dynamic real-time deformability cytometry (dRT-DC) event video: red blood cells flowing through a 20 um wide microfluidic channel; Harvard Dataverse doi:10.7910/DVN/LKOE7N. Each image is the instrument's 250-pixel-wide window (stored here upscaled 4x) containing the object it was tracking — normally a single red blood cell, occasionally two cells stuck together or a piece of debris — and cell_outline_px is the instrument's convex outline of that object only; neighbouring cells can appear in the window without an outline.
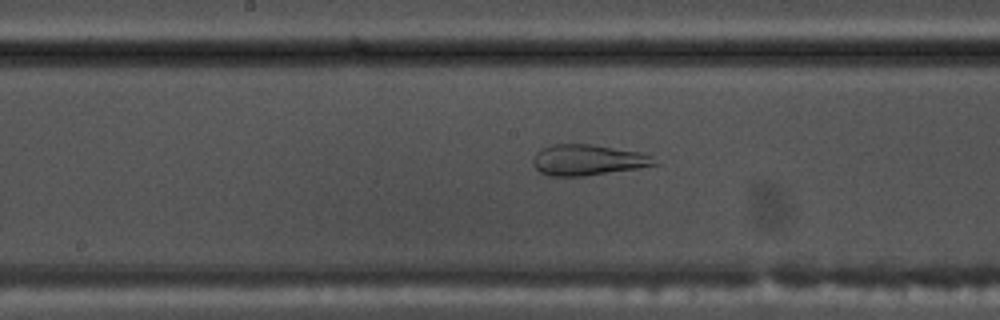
{"species": "common noctule bat (a hibernating species)", "species_latin": "Nyctalus noctula", "temperature_condition": "warm", "stored_images_in_passage": 44, "camera_frame_rate_fps": 3000, "um_per_image_px": 0.085, "animal": {"sex": "male", "body_mass_g": 17.5, "forearm_length_mm": 52.3}, "frame": {"image": 1, "passage_image": 18, "time_ms": 5.667, "image_size_px": [1000, 320], "cell_outline_px": [[660, 164], [640, 168], [584, 176], [548, 176], [540, 172], [532, 164], [532, 160], [536, 152], [540, 148], [552, 144], [592, 144], [640, 152], [652, 156]], "centroid_in_image_um": [49.95, 13.6], "position_along_channel_um": 198.2, "area_um2": 22.08}}
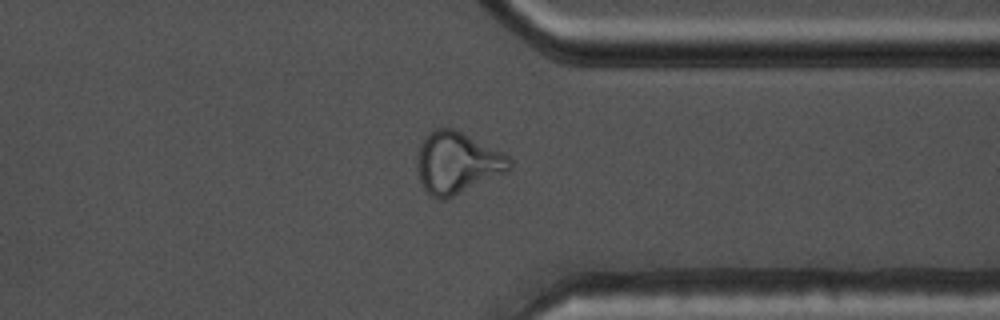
{"frame": {"image": 2, "passage_image": 32, "time_ms": 10.333, "image_size_px": [1000, 320], "cell_outline_px": [[512, 168], [508, 172], [444, 200], [440, 200], [432, 196], [424, 188], [420, 180], [416, 168], [416, 164], [420, 144], [436, 128], [452, 128], [508, 156], [512, 160]], "centroid_in_image_um": [38.85, 13.87], "position_along_channel_um": 372.5, "area_um2": 32.6}}
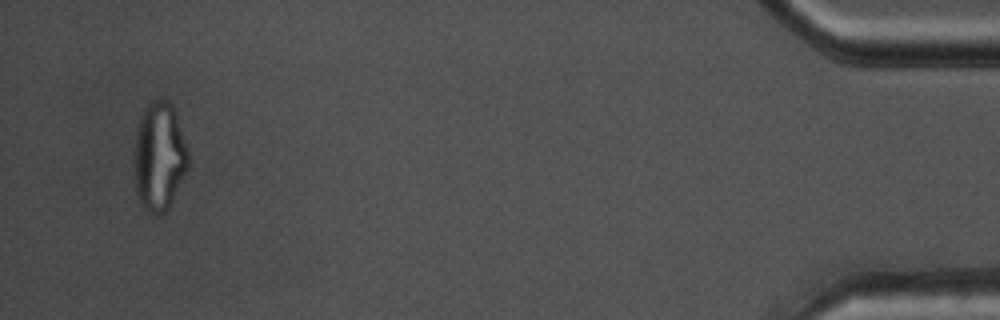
{"frame": {"image": 3, "passage_image": 42, "time_ms": 13.667, "image_size_px": [1000, 320], "cell_outline_px": [[188, 168], [168, 208], [164, 212], [148, 212], [140, 204], [136, 192], [136, 132], [140, 116], [144, 108], [152, 100], [168, 100], [172, 104], [188, 148]], "centroid_in_image_um": [13.55, 13.27], "position_along_channel_um": 421.6, "area_um2": 33.58}}